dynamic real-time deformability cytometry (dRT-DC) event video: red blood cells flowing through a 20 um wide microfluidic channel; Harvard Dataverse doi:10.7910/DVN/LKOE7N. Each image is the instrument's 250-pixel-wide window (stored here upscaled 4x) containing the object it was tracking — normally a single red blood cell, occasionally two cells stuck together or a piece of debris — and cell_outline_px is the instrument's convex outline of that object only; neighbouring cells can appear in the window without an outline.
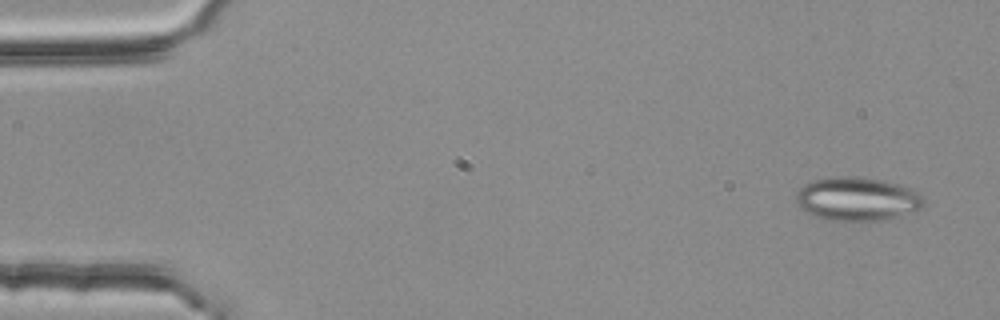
{"species": "common noctule bat (a hibernating species)", "species_latin": "Nyctalus noctula", "temperature_condition": "room temperature", "stored_images_in_passage": 5, "camera_frame_rate_fps": 3000, "um_per_image_px": 0.085, "animal": {"sex": "female", "body_mass_g": 25.1}, "frame": {"image": 1, "passage_image": 1, "time_ms": 0.0, "image_size_px": [1000, 320], "cell_outline_px": [[924, 204], [916, 212], [884, 220], [828, 220], [816, 216], [800, 208], [796, 200], [796, 192], [804, 184], [816, 180], [836, 176], [852, 176], [884, 180], [900, 184], [916, 192], [924, 200]], "centroid_in_image_um": [72.87, 16.91], "position_along_channel_um": 12.1, "area_um2": 32.31}}
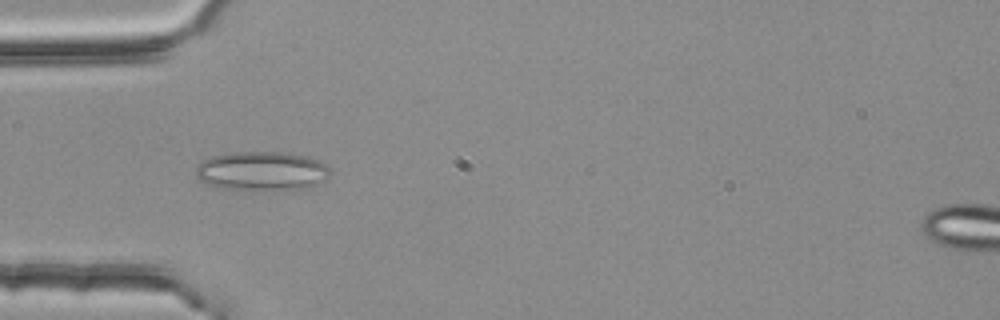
{"frame": {"image": 2, "passage_image": 4, "time_ms": 1.0, "image_size_px": [1000, 320], "cell_outline_px": [[332, 172], [328, 180], [308, 188], [272, 192], [252, 192], [216, 188], [200, 180], [196, 176], [196, 168], [204, 160], [212, 156], [228, 152], [288, 152], [308, 156], [320, 160]], "centroid_in_image_um": [22.3, 14.58], "position_along_channel_um": 62.7, "area_um2": 32.02}}